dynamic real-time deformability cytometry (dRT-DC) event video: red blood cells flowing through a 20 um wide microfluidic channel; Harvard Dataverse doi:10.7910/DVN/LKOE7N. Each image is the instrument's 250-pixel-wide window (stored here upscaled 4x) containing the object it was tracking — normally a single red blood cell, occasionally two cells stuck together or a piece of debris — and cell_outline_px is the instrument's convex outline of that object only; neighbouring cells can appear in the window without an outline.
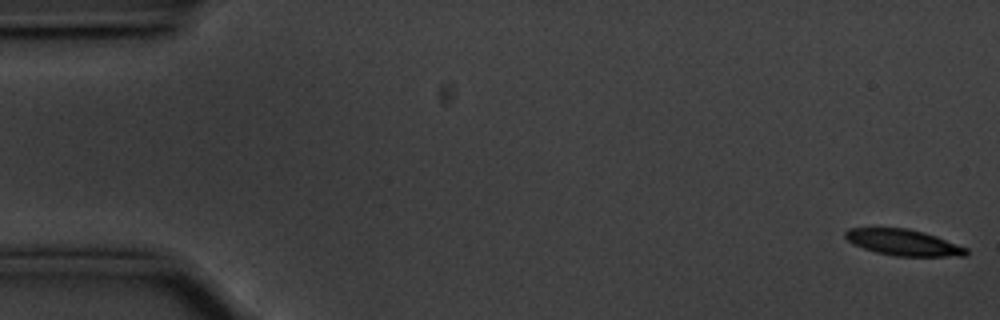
{"species": "common noctule bat (a hibernating species)", "species_latin": "Nyctalus noctula", "temperature_condition": "cold", "stored_images_in_passage": 54, "camera_frame_rate_fps": 3000, "um_per_image_px": 0.085, "animal": {"sex": "male", "body_mass_g": 20.1, "forearm_length_mm": 53.5}, "frame": {"image": 1, "passage_image": 1, "time_ms": 0.0, "image_size_px": [1000, 320], "cell_outline_px": [[968, 252], [964, 256], [892, 256], [876, 252], [852, 244], [844, 236], [844, 232], [848, 228], [908, 228], [924, 232], [936, 236], [968, 248]], "centroid_in_image_um": [76.77, 20.61], "position_along_channel_um": 8.2, "area_um2": 18.44}}
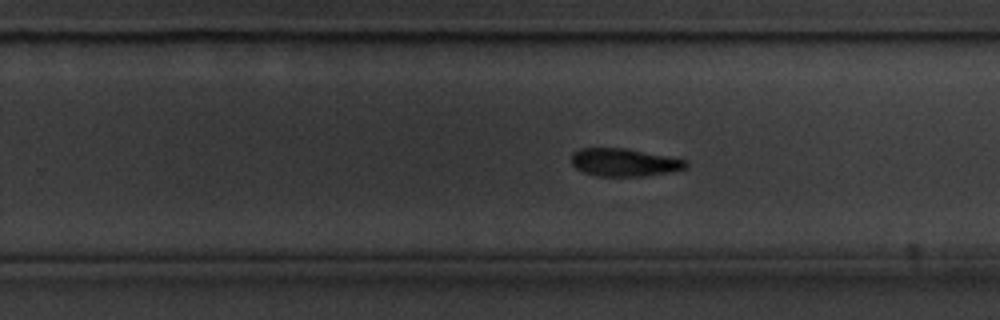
{"frame": {"image": 2, "passage_image": 35, "time_ms": 11.333, "image_size_px": [1000, 320], "cell_outline_px": [[688, 164], [684, 168], [668, 172], [644, 176], [600, 176], [584, 172], [576, 168], [572, 164], [572, 152], [580, 148], [624, 148], [688, 160]], "centroid_in_image_um": [53.04, 13.79], "position_along_channel_um": 276.8, "area_um2": 18.38}}
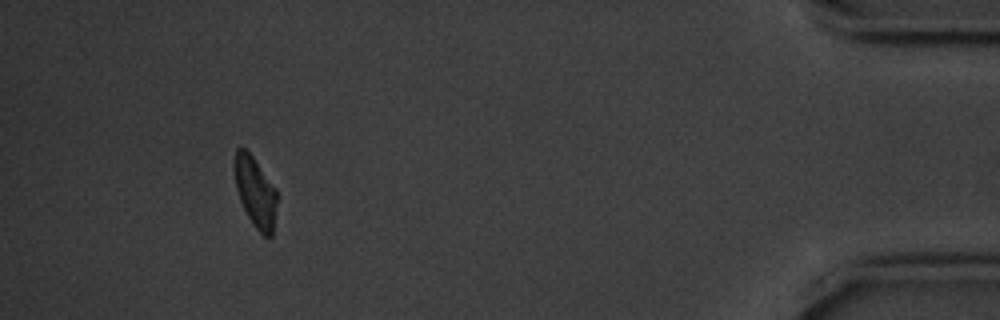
{"frame": {"image": 3, "passage_image": 52, "time_ms": 17.0, "image_size_px": [1000, 320], "cell_outline_px": [[276, 204], [272, 236], [264, 236], [252, 224], [240, 200], [236, 188], [232, 168], [232, 164], [236, 148], [244, 148], [252, 156], [276, 188]], "centroid_in_image_um": [21.66, 16.28], "position_along_channel_um": 413.5, "area_um2": 17.4}, "authors_computed_cell_mechanics": {"area_um2": 19.3341, "velocity_mm_per_s": 3.5393, "shape_relaxation_time_tau1_ms": 3.2064, "shape_relaxation_time_tau2_ms": null, "deformation_change_tau1": 0.121, "deformation_change_tau2": null}}